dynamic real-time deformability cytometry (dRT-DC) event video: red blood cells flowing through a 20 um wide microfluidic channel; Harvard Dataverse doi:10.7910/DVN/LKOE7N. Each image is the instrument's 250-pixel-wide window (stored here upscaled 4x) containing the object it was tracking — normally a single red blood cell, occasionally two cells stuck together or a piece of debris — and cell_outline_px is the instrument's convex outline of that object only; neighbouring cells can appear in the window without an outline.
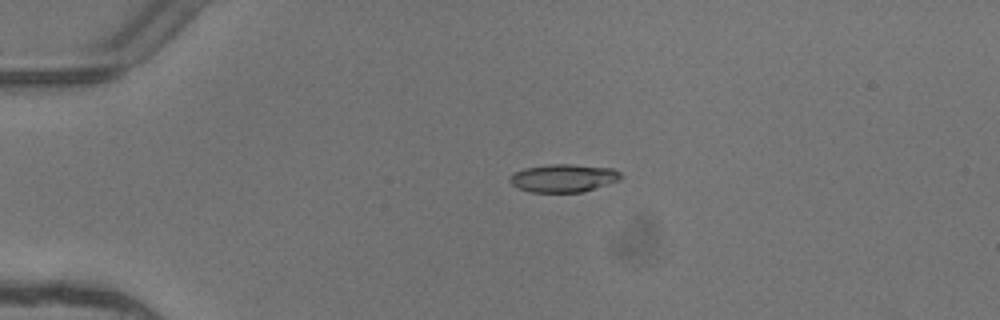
{"species": "common noctule bat (a hibernating species)", "species_latin": "Nyctalus noctula", "temperature_condition": "warm", "stored_images_in_passage": 5, "camera_frame_rate_fps": 3000, "um_per_image_px": 0.085, "animal": {"sex": "female"}, "frame": {"image": 1, "passage_image": 4, "time_ms": 1.0, "image_size_px": [1000, 320], "cell_outline_px": [[624, 176], [620, 180], [584, 192], [532, 192], [516, 188], [508, 180], [508, 176], [524, 168], [548, 164], [572, 164], [612, 168], [620, 172]], "centroid_in_image_um": [47.9, 15.14], "position_along_channel_um": 37.1, "area_um2": 18.32}}